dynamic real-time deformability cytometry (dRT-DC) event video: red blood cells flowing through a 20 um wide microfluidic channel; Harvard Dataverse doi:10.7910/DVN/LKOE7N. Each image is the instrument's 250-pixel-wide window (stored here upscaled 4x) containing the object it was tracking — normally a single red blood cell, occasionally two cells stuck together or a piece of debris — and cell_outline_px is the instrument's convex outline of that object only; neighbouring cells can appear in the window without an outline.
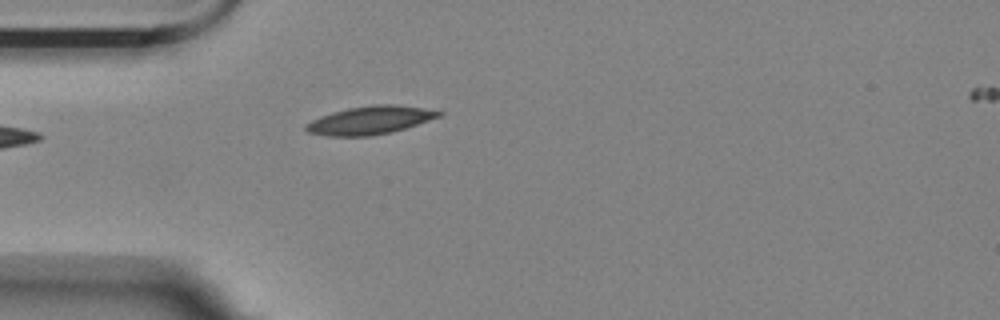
{"species": "Egyptian fruit bat (a non-hibernating species)", "species_latin": "Rousettus aegyptiacus", "temperature_condition": "room temperature", "stored_images_in_passage": 2, "camera_frame_rate_fps": 3000, "um_per_image_px": 0.085, "animal": {"sex": "female"}, "frame": {"image": 1, "passage_image": 2, "time_ms": 0.333, "image_size_px": [1000, 320], "cell_outline_px": [[444, 116], [392, 132], [372, 136], [328, 136], [308, 132], [304, 128], [304, 124], [320, 116], [332, 112], [348, 108], [372, 104], [396, 104], [424, 108], [444, 112]], "centroid_in_image_um": [31.48, 10.21], "position_along_channel_um": 53.5, "area_um2": 22.08}}